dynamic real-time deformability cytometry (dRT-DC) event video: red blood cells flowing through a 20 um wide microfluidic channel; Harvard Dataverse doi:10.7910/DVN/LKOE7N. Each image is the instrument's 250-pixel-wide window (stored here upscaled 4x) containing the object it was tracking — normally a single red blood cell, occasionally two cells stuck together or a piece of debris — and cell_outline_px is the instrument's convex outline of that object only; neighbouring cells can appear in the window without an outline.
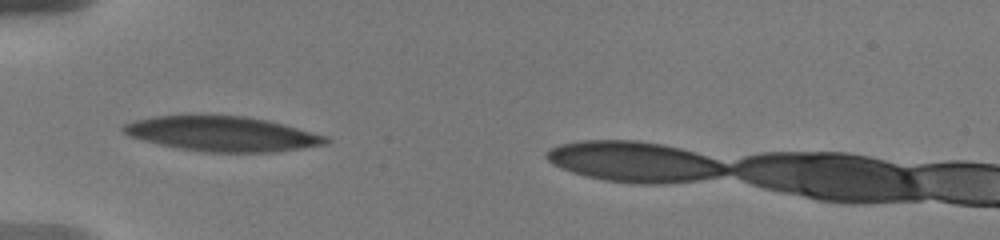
{"species": "human", "species_latin": "Homo sapiens", "temperature_condition": "warm", "stored_images_in_passage": 30, "camera_frame_rate_fps": 3000, "um_per_image_px": 0.085, "donor": {"sex": "male"}, "frame": {"image": 1, "passage_image": 1, "time_ms": 0.0, "image_size_px": [1000, 240], "cell_outline_px": [[332, 140], [328, 144], [272, 152], [204, 152], [176, 148], [128, 136], [120, 128], [124, 124], [136, 120], [152, 116], [248, 116], [268, 120], [328, 136]], "centroid_in_image_um": [18.91, 11.38], "position_along_channel_um": 66.1, "area_um2": 41.04}}
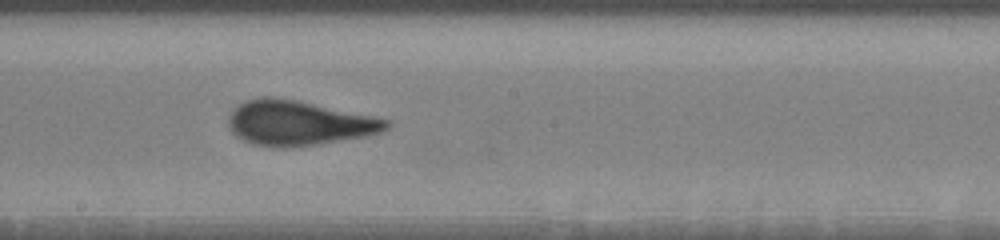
{"frame": {"image": 2, "passage_image": 14, "time_ms": 4.333, "image_size_px": [1000, 240], "cell_outline_px": [[392, 124], [388, 128], [380, 132], [368, 136], [288, 148], [276, 148], [252, 144], [236, 136], [228, 128], [228, 116], [232, 108], [248, 100], [264, 96], [276, 96], [296, 100], [392, 120]], "centroid_in_image_um": [25.36, 10.46], "position_along_channel_um": 222.8, "area_um2": 41.44}}
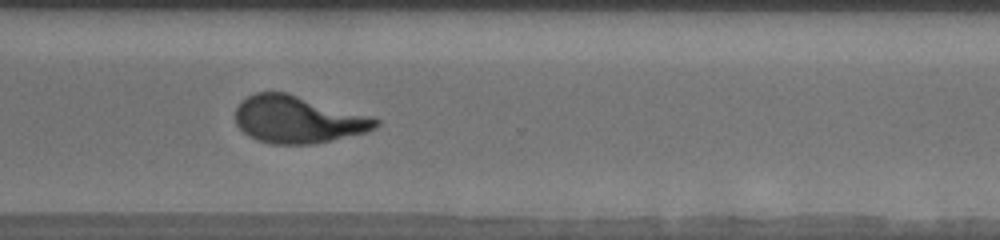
{"frame": {"image": 3, "passage_image": 23, "time_ms": 7.667, "image_size_px": [1000, 240], "cell_outline_px": [[380, 124], [376, 128], [364, 132], [332, 140], [312, 144], [272, 144], [260, 140], [244, 132], [236, 124], [236, 108], [240, 100], [256, 92], [288, 92], [372, 116], [380, 120]], "centroid_in_image_um": [25.34, 10.14], "position_along_channel_um": 345.3, "area_um2": 38.61}, "authors_computed_cell_mechanics": {"area_um2": 39.9687, "velocity_mm_per_s": 3.6953, "shape_relaxation_time_tau1_ms": 4.3899, "shape_relaxation_time_tau2_ms": 0.7574, "deformation_change_tau1": 0.208, "deformation_change_tau2": 0.069}}